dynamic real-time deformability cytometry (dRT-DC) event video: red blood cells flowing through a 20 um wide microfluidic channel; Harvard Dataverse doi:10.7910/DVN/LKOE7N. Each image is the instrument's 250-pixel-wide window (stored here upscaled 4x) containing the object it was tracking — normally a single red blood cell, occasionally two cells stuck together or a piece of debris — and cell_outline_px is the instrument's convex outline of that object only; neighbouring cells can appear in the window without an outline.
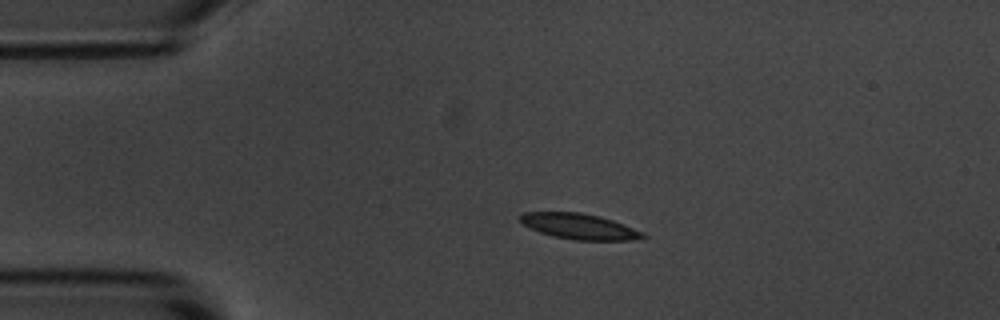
{"species": "common noctule bat (a hibernating species)", "species_latin": "Nyctalus noctula", "temperature_condition": "room temperature", "stored_images_in_passage": 4, "camera_frame_rate_fps": 3000, "um_per_image_px": 0.085, "animal": {"sex": "male", "body_mass_g": 20.1, "forearm_length_mm": 53.5}, "frame": {"image": 1, "passage_image": 3, "time_ms": 2.333, "image_size_px": [1000, 320], "cell_outline_px": [[648, 236], [632, 240], [572, 240], [552, 236], [540, 232], [520, 224], [520, 216], [524, 212], [580, 212], [600, 216], [612, 220], [632, 228]], "centroid_in_image_um": [49.17, 19.24], "position_along_channel_um": 35.8, "area_um2": 18.21}}